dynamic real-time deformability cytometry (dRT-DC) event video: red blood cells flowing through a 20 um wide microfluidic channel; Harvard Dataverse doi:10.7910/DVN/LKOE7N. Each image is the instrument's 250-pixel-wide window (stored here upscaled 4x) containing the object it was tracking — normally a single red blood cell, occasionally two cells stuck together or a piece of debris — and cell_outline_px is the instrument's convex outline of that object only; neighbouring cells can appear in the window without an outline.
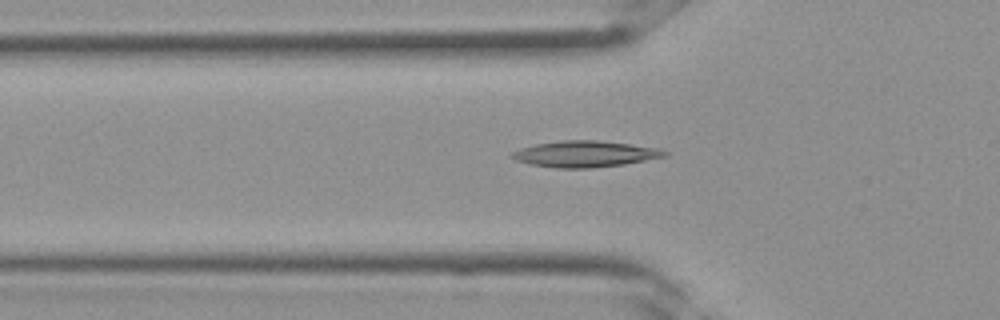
{"species": "Egyptian fruit bat (a non-hibernating species)", "species_latin": "Rousettus aegyptiacus", "temperature_condition": "room temperature", "stored_images_in_passage": 34, "camera_frame_rate_fps": 3000, "um_per_image_px": 0.085, "frame": {"image": 1, "passage_image": 11, "time_ms": 3.333, "image_size_px": [1000, 320], "cell_outline_px": [[668, 156], [624, 164], [592, 168], [556, 168], [532, 164], [516, 160], [508, 156], [512, 152], [520, 148], [536, 144], [564, 140], [596, 140], [660, 148], [668, 152]], "centroid_in_image_um": [49.73, 13.09], "position_along_channel_um": 76.1, "area_um2": 23.24}}
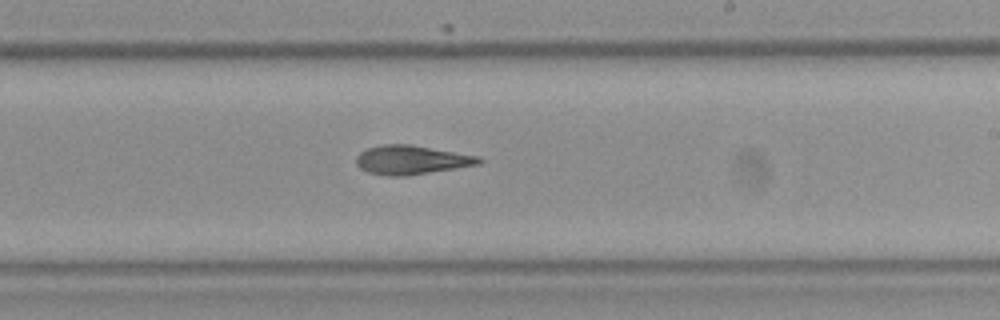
{"frame": {"image": 2, "passage_image": 20, "time_ms": 6.333, "image_size_px": [1000, 320], "cell_outline_px": [[484, 160], [480, 164], [456, 168], [404, 176], [388, 176], [368, 172], [360, 168], [356, 164], [356, 156], [360, 152], [368, 148], [380, 144], [412, 144], [480, 156]], "centroid_in_image_um": [34.98, 13.58], "position_along_channel_um": 254.0, "area_um2": 20.87}}
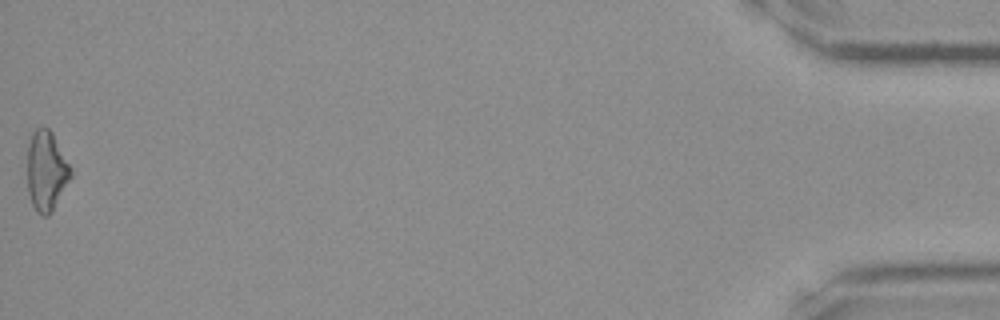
{"frame": {"image": 3, "passage_image": 34, "time_ms": 11.0, "image_size_px": [1000, 320], "cell_outline_px": [[72, 176], [52, 212], [48, 216], [40, 216], [36, 212], [32, 204], [28, 192], [28, 144], [32, 132], [36, 128], [48, 128], [52, 132], [72, 168]], "centroid_in_image_um": [3.95, 14.55], "position_along_channel_um": 431.3, "area_um2": 20.35}}